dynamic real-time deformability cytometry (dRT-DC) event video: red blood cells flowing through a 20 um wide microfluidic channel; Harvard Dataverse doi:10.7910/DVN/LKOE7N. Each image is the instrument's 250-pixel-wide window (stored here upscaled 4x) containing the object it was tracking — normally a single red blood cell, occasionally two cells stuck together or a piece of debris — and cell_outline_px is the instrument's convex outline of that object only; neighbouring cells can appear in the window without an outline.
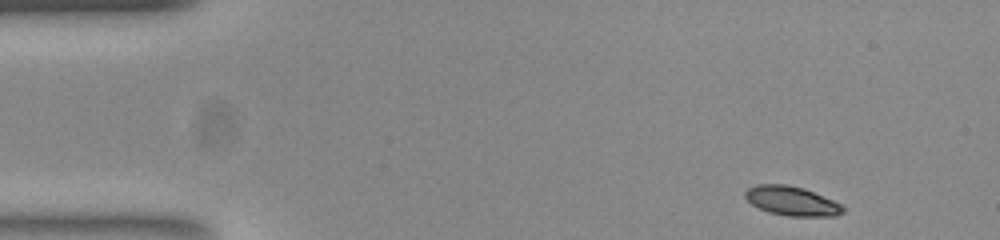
{"species": "common noctule bat (a hibernating species)", "species_latin": "Nyctalus noctula", "temperature_condition": "room temperature", "stored_images_in_passage": 34, "camera_frame_rate_fps": 3000, "um_per_image_px": 0.085, "animal": {"sex": "female", "body_mass_g": 23.0, "forearm_length_mm": 53.4}, "frame": {"image": 1, "passage_image": 1, "time_ms": 0.0, "image_size_px": [1000, 240], "cell_outline_px": [[844, 212], [836, 216], [792, 216], [772, 212], [760, 208], [752, 204], [744, 196], [744, 192], [748, 188], [756, 184], [784, 184], [804, 188], [832, 200], [840, 204], [844, 208]], "centroid_in_image_um": [67.3, 17.07], "position_along_channel_um": 17.7, "area_um2": 16.42}}
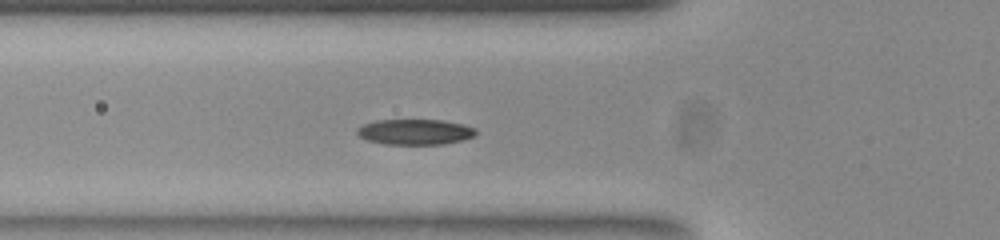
{"frame": {"image": 2, "passage_image": 14, "time_ms": 4.333, "image_size_px": [1000, 240], "cell_outline_px": [[476, 132], [472, 136], [460, 140], [444, 144], [384, 144], [368, 140], [360, 136], [356, 132], [364, 124], [376, 120], [440, 120], [460, 124], [472, 128]], "centroid_in_image_um": [35.23, 11.21], "position_along_channel_um": 90.6, "area_um2": 17.17}}
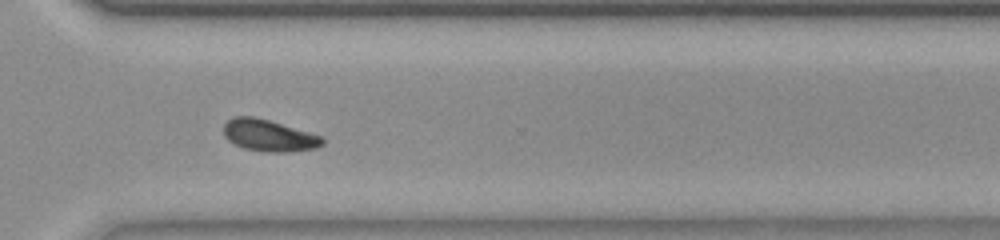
{"frame": {"image": 3, "passage_image": 34, "time_ms": 11.0, "image_size_px": [1000, 240], "cell_outline_px": [[324, 144], [316, 148], [288, 152], [268, 152], [244, 148], [228, 140], [224, 136], [224, 124], [228, 120], [236, 116], [252, 116], [268, 120], [320, 136], [324, 140]], "centroid_in_image_um": [22.83, 11.52], "position_along_channel_um": 347.8, "area_um2": 17.92}}